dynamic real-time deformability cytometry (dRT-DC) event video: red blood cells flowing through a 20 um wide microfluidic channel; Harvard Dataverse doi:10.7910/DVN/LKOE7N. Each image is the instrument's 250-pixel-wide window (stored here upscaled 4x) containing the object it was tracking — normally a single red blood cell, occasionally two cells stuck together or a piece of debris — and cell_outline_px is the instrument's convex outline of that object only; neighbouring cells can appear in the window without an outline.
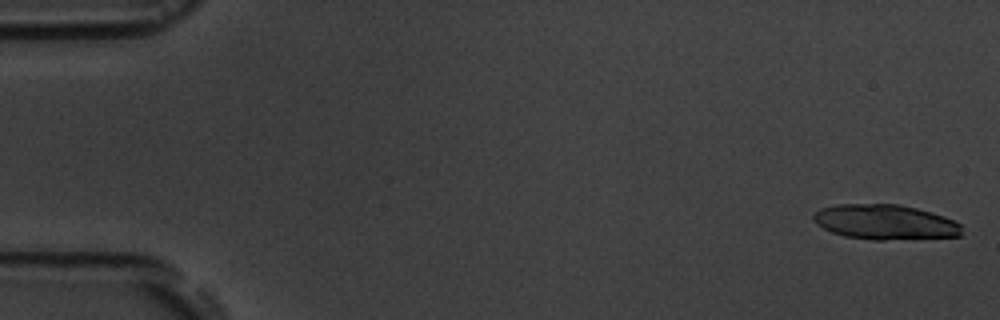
{"species": "common noctule bat (a hibernating species)", "species_latin": "Nyctalus noctula", "temperature_condition": "room temperature", "stored_images_in_passage": 9, "camera_frame_rate_fps": 3000, "um_per_image_px": 0.085, "animal": {"sex": "male", "body_mass_g": 19.5, "forearm_length_mm": 54.6}, "frame": {"image": 1, "passage_image": 1, "time_ms": 0.0, "image_size_px": [1000, 320], "cell_outline_px": [[960, 236], [884, 240], [872, 240], [844, 236], [832, 232], [816, 224], [812, 216], [820, 208], [836, 204], [896, 204], [916, 208], [932, 212], [944, 216], [960, 224]], "centroid_in_image_um": [75.19, 18.87], "position_along_channel_um": 9.8, "area_um2": 30.11}}
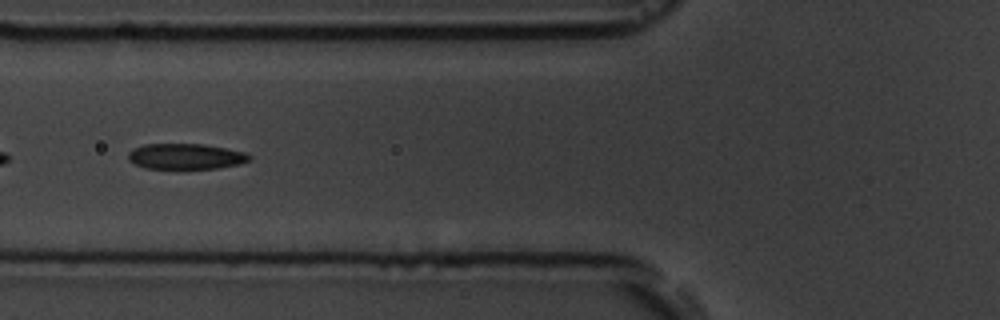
{"frame": {"image": 2, "passage_image": 7, "time_ms": 6.667, "image_size_px": [1000, 320], "cell_outline_px": [[252, 156], [248, 160], [240, 164], [216, 168], [144, 168], [128, 160], [128, 152], [132, 148], [144, 144], [204, 144], [244, 152]], "centroid_in_image_um": [15.75, 13.28], "position_along_channel_um": 110.1, "area_um2": 17.98}}
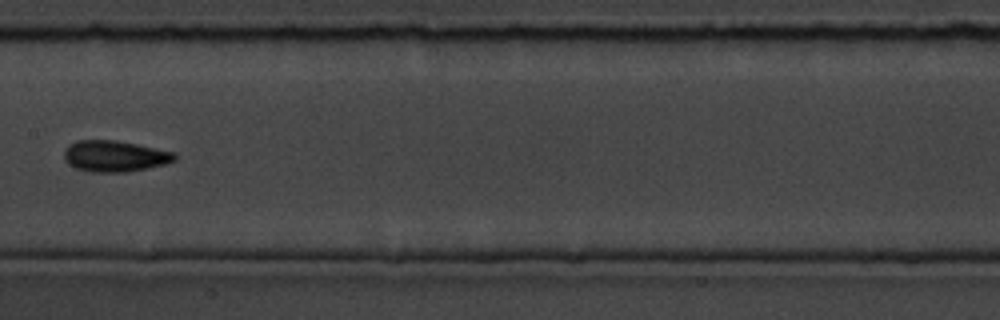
{"frame": {"image": 3, "passage_image": 9, "time_ms": 9.0, "image_size_px": [1000, 320], "cell_outline_px": [[176, 160], [164, 164], [148, 168], [124, 172], [88, 172], [76, 168], [68, 164], [64, 160], [64, 148], [68, 144], [76, 140], [116, 140], [176, 152]], "centroid_in_image_um": [9.72, 13.27], "position_along_channel_um": 197.7, "area_um2": 20.29}}